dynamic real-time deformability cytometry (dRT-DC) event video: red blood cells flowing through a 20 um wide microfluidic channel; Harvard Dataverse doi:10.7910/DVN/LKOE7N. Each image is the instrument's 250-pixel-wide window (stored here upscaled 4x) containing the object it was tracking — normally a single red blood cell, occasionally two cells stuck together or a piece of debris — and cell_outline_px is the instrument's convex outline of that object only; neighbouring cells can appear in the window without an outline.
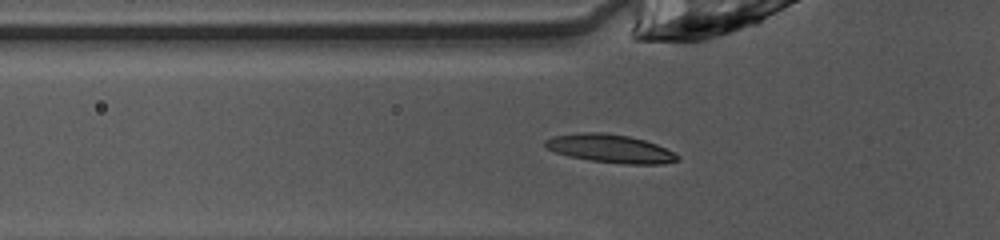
{"species": "common noctule bat (a hibernating species)", "species_latin": "Nyctalus noctula", "temperature_condition": "warm", "stored_images_in_passage": 44, "camera_frame_rate_fps": 3000, "um_per_image_px": 0.085, "animal": {"sex": "female", "body_mass_g": 10.0, "forearm_length_mm": 53.1}, "frame": {"image": 1, "passage_image": 17, "time_ms": 5.333, "image_size_px": [1000, 240], "cell_outline_px": [[680, 160], [664, 164], [624, 164], [588, 160], [568, 156], [552, 152], [544, 144], [544, 140], [552, 136], [580, 132], [604, 132], [628, 136], [644, 140], [656, 144], [676, 152], [680, 156]], "centroid_in_image_um": [51.88, 12.63], "position_along_channel_um": 73.9, "area_um2": 22.14}}
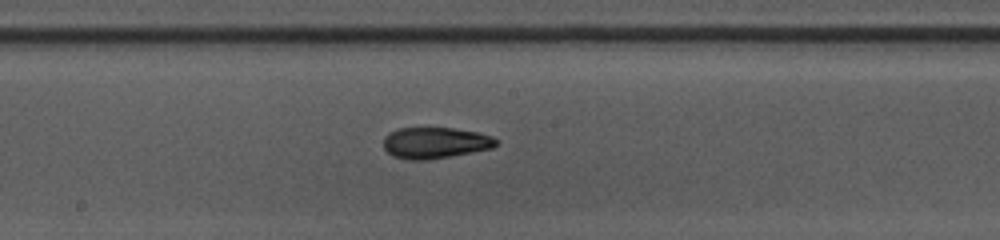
{"frame": {"image": 2, "passage_image": 27, "time_ms": 8.667, "image_size_px": [1000, 240], "cell_outline_px": [[496, 144], [492, 148], [472, 152], [428, 160], [408, 160], [392, 156], [384, 148], [384, 136], [388, 132], [396, 128], [452, 128], [476, 132], [492, 136], [496, 140]], "centroid_in_image_um": [36.93, 12.14], "position_along_channel_um": 211.3, "area_um2": 20.46}}
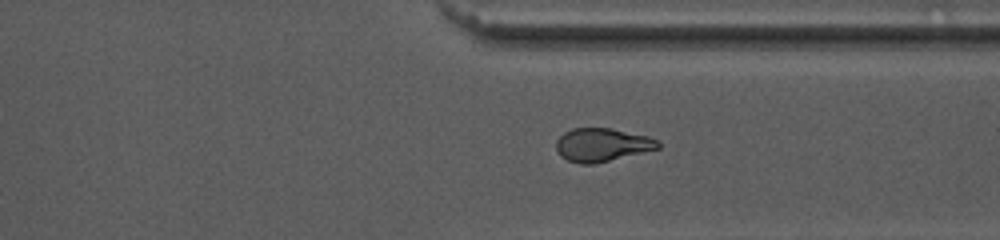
{"frame": {"image": 3, "passage_image": 38, "time_ms": 12.333, "image_size_px": [1000, 240], "cell_outline_px": [[660, 148], [592, 164], [580, 164], [568, 160], [560, 156], [556, 148], [556, 140], [564, 132], [572, 128], [612, 128], [648, 136], [660, 140]], "centroid_in_image_um": [51.17, 12.3], "position_along_channel_um": 360.2, "area_um2": 19.77}}